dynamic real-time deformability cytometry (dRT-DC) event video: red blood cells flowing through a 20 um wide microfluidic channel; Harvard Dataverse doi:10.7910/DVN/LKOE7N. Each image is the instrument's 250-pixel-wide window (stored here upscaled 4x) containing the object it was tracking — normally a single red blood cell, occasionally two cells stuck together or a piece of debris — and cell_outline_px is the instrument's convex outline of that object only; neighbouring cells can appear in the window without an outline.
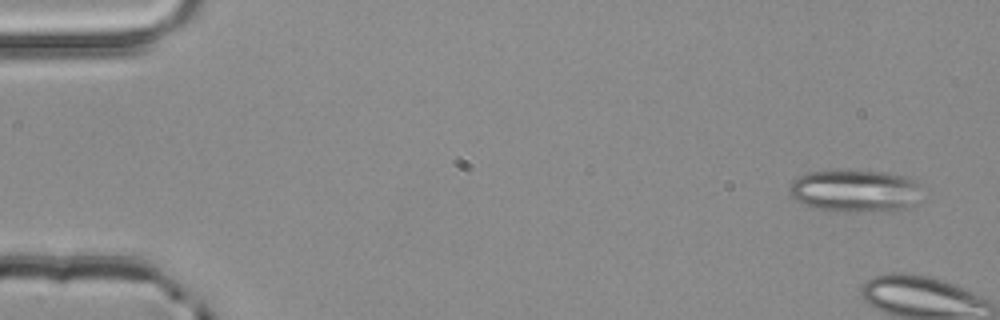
{"species": "common noctule bat (a hibernating species)", "species_latin": "Nyctalus noctula", "temperature_condition": "room temperature", "stored_images_in_passage": 4, "camera_frame_rate_fps": 3000, "um_per_image_px": 0.085, "animal": {"sex": "male", "body_mass_g": 20.4}, "frame": {"image": 1, "passage_image": 1, "time_ms": 0.0, "image_size_px": [1000, 320], "cell_outline_px": [[916, 208], [912, 212], [836, 212], [812, 208], [796, 200], [788, 192], [788, 188], [792, 180], [808, 172], [888, 172], [912, 176], [916, 180]], "centroid_in_image_um": [72.74, 16.29], "position_along_channel_um": 12.3, "area_um2": 33.41}}